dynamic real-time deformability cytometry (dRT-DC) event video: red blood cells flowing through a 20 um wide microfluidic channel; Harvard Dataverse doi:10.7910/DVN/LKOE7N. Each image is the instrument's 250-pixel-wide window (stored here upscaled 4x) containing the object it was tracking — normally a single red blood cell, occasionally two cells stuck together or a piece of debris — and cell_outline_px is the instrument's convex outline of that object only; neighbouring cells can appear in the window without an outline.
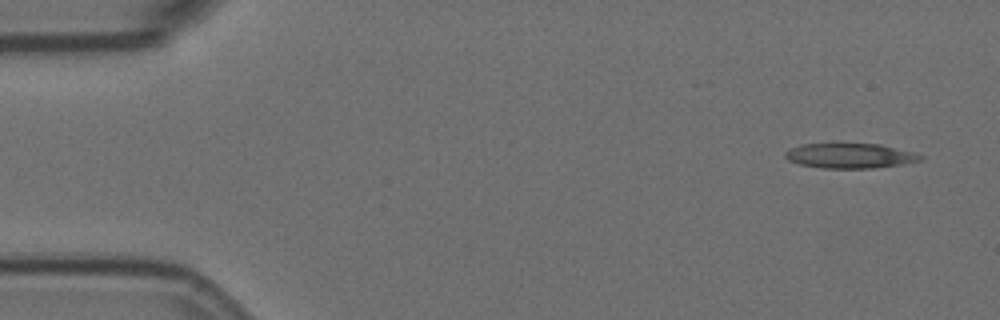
{"species": "Egyptian fruit bat (a non-hibernating species)", "species_latin": "Rousettus aegyptiacus", "temperature_condition": "room temperature", "stored_images_in_passage": 4, "camera_frame_rate_fps": 3000, "um_per_image_px": 0.085, "animal": {"sex": "female"}, "frame": {"image": 1, "passage_image": 1, "time_ms": 0.0, "image_size_px": [1000, 320], "cell_outline_px": [[924, 156], [920, 160], [904, 164], [872, 168], [820, 168], [800, 164], [788, 160], [784, 156], [784, 152], [788, 148], [800, 144], [880, 144], [912, 152]], "centroid_in_image_um": [72.2, 13.24], "position_along_channel_um": 12.8, "area_um2": 19.59}}
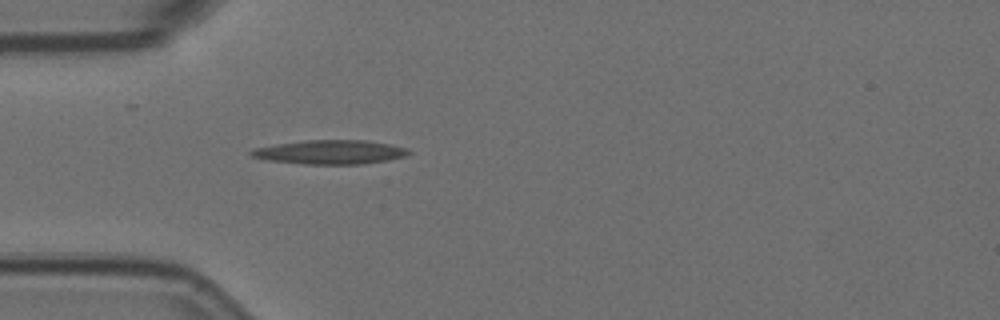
{"frame": {"image": 2, "passage_image": 4, "time_ms": 1.0, "image_size_px": [1000, 320], "cell_outline_px": [[412, 152], [404, 156], [388, 160], [364, 164], [304, 164], [268, 160], [252, 156], [248, 152], [252, 148], [304, 140], [364, 140], [392, 144], [408, 148]], "centroid_in_image_um": [28.09, 12.92], "position_along_channel_um": 56.9, "area_um2": 22.14}}